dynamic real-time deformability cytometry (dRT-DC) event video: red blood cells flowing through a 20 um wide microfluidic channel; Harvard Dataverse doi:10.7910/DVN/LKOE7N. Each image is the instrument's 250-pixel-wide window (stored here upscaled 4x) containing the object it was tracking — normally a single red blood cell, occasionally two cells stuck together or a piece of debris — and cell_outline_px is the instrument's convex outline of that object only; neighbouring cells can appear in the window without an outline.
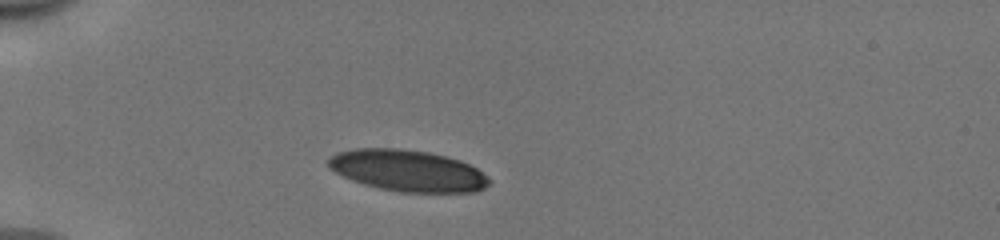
{"species": "human", "species_latin": "Homo sapiens", "temperature_condition": "cold", "stored_images_in_passage": 32, "camera_frame_rate_fps": 3000, "um_per_image_px": 0.085, "donor": {"sex": "male"}, "frame": {"image": 1, "passage_image": 1, "time_ms": 0.0, "image_size_px": [1000, 240], "cell_outline_px": [[492, 180], [484, 188], [476, 192], [400, 192], [380, 188], [364, 184], [352, 180], [328, 168], [328, 156], [336, 152], [356, 148], [400, 148], [428, 152], [460, 160], [476, 168]], "centroid_in_image_um": [34.63, 14.5], "position_along_channel_um": 50.4, "area_um2": 38.84}}
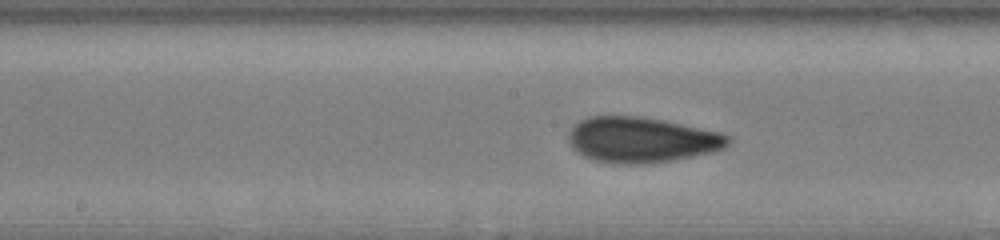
{"frame": {"image": 2, "passage_image": 14, "time_ms": 4.333, "image_size_px": [1000, 240], "cell_outline_px": [[732, 140], [724, 148], [712, 152], [672, 160], [640, 164], [624, 164], [596, 160], [584, 156], [572, 148], [568, 140], [568, 132], [580, 120], [588, 116], [640, 116], [664, 120], [720, 132], [732, 136]], "centroid_in_image_um": [54.54, 11.87], "position_along_channel_um": 193.7, "area_um2": 42.25}}
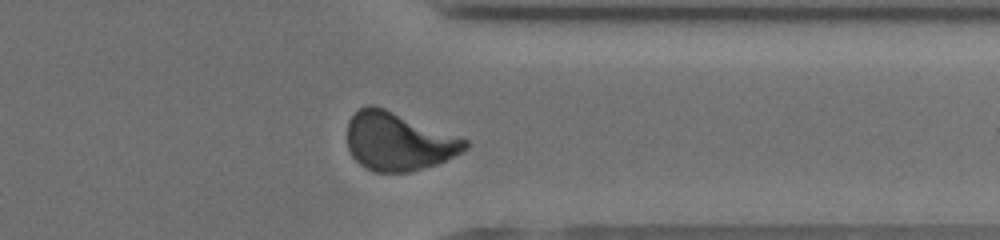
{"frame": {"image": 3, "passage_image": 28, "time_ms": 9.0, "image_size_px": [1000, 240], "cell_outline_px": [[468, 148], [436, 164], [424, 168], [408, 172], [376, 172], [364, 168], [352, 156], [348, 148], [348, 120], [360, 108], [368, 104], [372, 104], [384, 108], [468, 140]], "centroid_in_image_um": [33.82, 12.03], "position_along_channel_um": 377.6, "area_um2": 39.59}, "authors_computed_cell_mechanics": {"area_um2": 40.8935, "velocity_mm_per_s": 3.9647, "shape_relaxation_time_tau1_ms": 4.6843, "shape_relaxation_time_tau2_ms": 1.0923, "deformation_change_tau1": 0.1607, "deformation_change_tau2": 0.0594}}